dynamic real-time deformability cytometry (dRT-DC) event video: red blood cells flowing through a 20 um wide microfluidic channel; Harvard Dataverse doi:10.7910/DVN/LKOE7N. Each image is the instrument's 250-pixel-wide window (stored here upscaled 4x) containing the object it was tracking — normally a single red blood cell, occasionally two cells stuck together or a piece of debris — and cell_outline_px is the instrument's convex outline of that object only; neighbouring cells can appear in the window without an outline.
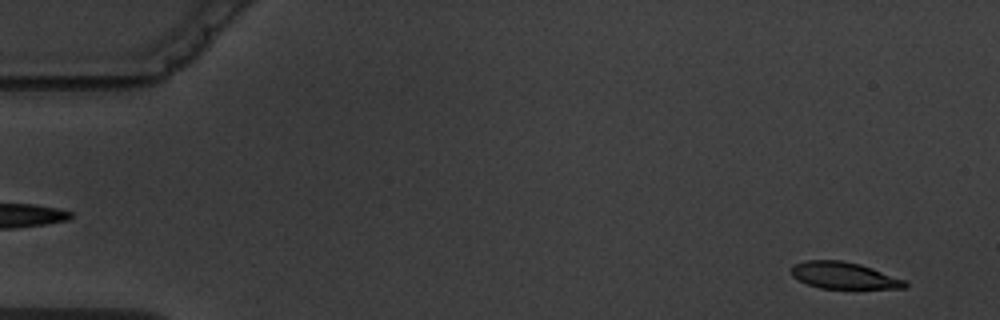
{"species": "common noctule bat (a hibernating species)", "species_latin": "Nyctalus noctula", "temperature_condition": "warm", "stored_images_in_passage": 5, "segment_of_instrument_passage": [2, 2], "camera_frame_rate_fps": 3000, "um_per_image_px": 0.085, "animal": {"sex": "male", "body_mass_g": 19.5, "forearm_length_mm": 54.6}, "frame": {"image": 1, "passage_image": 5, "time_ms": 4.667, "image_size_px": [1000, 320], "cell_outline_px": [[908, 288], [820, 288], [808, 284], [792, 276], [792, 268], [796, 264], [808, 260], [840, 260], [860, 264], [908, 280]], "centroid_in_image_um": [71.8, 23.42], "position_along_channel_um": 13.2, "area_um2": 17.57}}